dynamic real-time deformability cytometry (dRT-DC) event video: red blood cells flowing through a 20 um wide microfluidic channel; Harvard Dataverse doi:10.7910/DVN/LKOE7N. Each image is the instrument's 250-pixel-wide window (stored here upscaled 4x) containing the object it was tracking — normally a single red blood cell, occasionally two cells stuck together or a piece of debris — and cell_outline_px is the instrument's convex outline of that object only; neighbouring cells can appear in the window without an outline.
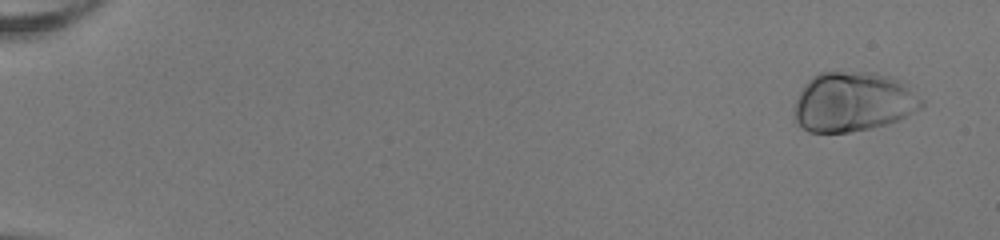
{"species": "human", "species_latin": "Homo sapiens", "temperature_condition": "room temperature", "stored_images_in_passage": 51, "camera_frame_rate_fps": 3000, "um_per_image_px": 0.085, "donor": {"sex": "female"}, "frame": {"image": 1, "passage_image": 1, "time_ms": 0.0, "image_size_px": [1000, 240], "cell_outline_px": [[924, 104], [920, 108], [888, 124], [848, 132], [808, 132], [796, 120], [796, 100], [804, 84], [812, 76], [820, 72], [876, 72], [892, 76], [900, 80], [924, 100]], "centroid_in_image_um": [72.53, 8.63], "position_along_channel_um": 12.5, "area_um2": 43.93}}
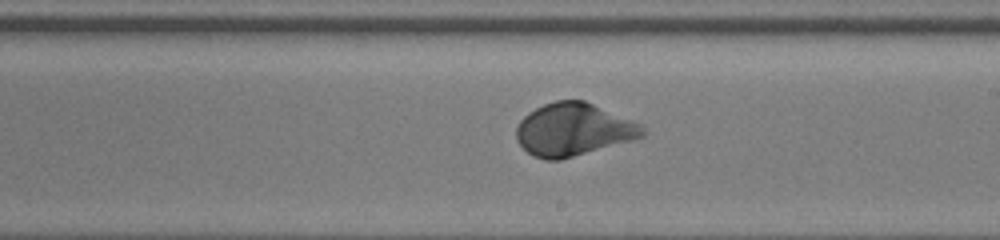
{"frame": {"image": 2, "passage_image": 31, "time_ms": 10.0, "image_size_px": [1000, 240], "cell_outline_px": [[644, 136], [636, 140], [560, 160], [544, 160], [532, 156], [516, 140], [516, 128], [520, 120], [528, 112], [544, 104], [556, 100], [584, 100], [632, 120], [640, 124], [644, 128]], "centroid_in_image_um": [48.74, 11.03], "position_along_channel_um": 240.3, "area_um2": 38.96}}
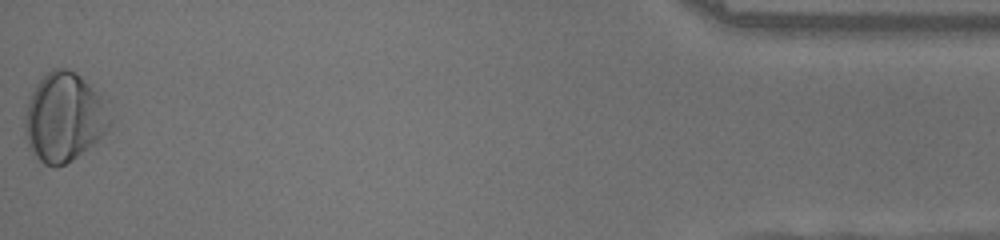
{"frame": {"image": 3, "passage_image": 51, "time_ms": 16.667, "image_size_px": [1000, 240], "cell_outline_px": [[112, 124], [92, 144], [72, 160], [64, 164], [44, 164], [28, 148], [24, 128], [24, 120], [28, 104], [32, 92], [36, 84], [52, 68], [64, 68], [76, 72], [104, 100], [112, 120]], "centroid_in_image_um": [5.43, 9.95], "position_along_channel_um": 429.8, "area_um2": 43.29}, "authors_computed_cell_mechanics": {"area_um2": 38.437, "velocity_mm_per_s": 3.9996, "shape_relaxation_time_tau1_ms": 1.7556, "shape_relaxation_time_tau2_ms": null, "deformation_change_tau1": 0.1201, "deformation_change_tau2": null}}